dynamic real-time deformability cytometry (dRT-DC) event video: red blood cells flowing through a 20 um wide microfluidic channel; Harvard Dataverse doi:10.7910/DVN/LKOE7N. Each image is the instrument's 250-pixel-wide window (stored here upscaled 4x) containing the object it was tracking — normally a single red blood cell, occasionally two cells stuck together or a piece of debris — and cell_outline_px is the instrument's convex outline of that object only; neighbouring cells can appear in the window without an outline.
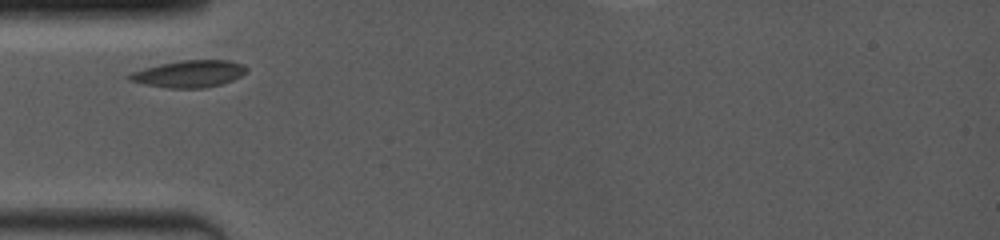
{"species": "common noctule bat (a hibernating species)", "species_latin": "Nyctalus noctula", "temperature_condition": "room temperature", "stored_images_in_passage": 47, "camera_frame_rate_fps": 4000, "um_per_image_px": 0.085, "animal": {"sex": "female", "body_mass_g": 19.0, "forearm_length_mm": 53.3}, "frame": {"image": 1, "passage_image": 1, "time_ms": 0.0, "image_size_px": [1000, 240], "cell_outline_px": [[248, 68], [240, 76], [232, 80], [220, 84], [204, 88], [168, 88], [144, 84], [128, 80], [124, 76], [132, 72], [144, 68], [160, 64], [180, 60], [232, 60], [244, 64]], "centroid_in_image_um": [16.05, 6.27], "position_along_channel_um": 68.9, "area_um2": 18.5}}
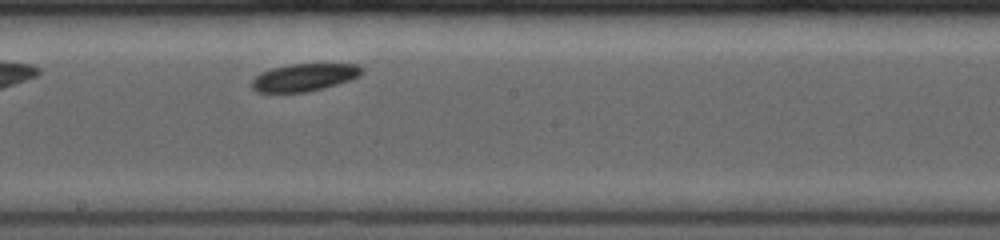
{"frame": {"image": 2, "passage_image": 21, "time_ms": 4.0, "image_size_px": [1000, 240], "cell_outline_px": [[364, 72], [360, 76], [324, 88], [304, 92], [256, 92], [252, 88], [252, 80], [260, 72], [272, 68], [292, 64], [356, 64], [364, 68]], "centroid_in_image_um": [25.87, 6.57], "position_along_channel_um": 222.3, "area_um2": 17.57}}
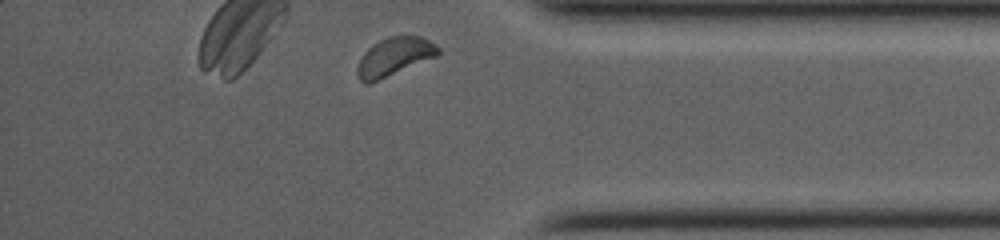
{"frame": {"image": 3, "passage_image": 45, "time_ms": 8.75, "image_size_px": [1000, 240], "cell_outline_px": [[440, 52], [436, 56], [368, 84], [364, 84], [360, 80], [356, 72], [356, 68], [364, 52], [372, 44], [388, 36], [420, 36], [436, 44], [440, 48]], "centroid_in_image_um": [33.49, 4.81], "position_along_channel_um": 401.7, "area_um2": 17.8}}